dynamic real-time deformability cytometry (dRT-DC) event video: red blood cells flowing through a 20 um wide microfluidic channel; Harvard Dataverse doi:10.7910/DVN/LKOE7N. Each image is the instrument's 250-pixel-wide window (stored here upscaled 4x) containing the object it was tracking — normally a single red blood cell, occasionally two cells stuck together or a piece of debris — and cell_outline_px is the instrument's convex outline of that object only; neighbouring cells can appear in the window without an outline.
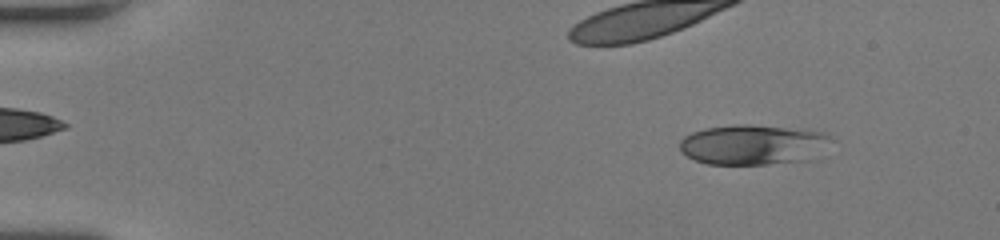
{"species": "human", "species_latin": "Homo sapiens", "temperature_condition": "room temperature", "stored_images_in_passage": 18, "camera_frame_rate_fps": 3000, "um_per_image_px": 0.085, "donor": {"sex": "female"}, "frame": {"image": 1, "passage_image": 6, "time_ms": 1.667, "image_size_px": [1000, 240], "cell_outline_px": [[832, 136], [812, 160], [768, 164], [708, 164], [696, 160], [680, 152], [680, 140], [684, 136], [692, 132], [708, 128], [736, 124], [748, 124], [824, 132]], "centroid_in_image_um": [63.96, 12.3], "position_along_channel_um": 21.0, "area_um2": 35.03}}
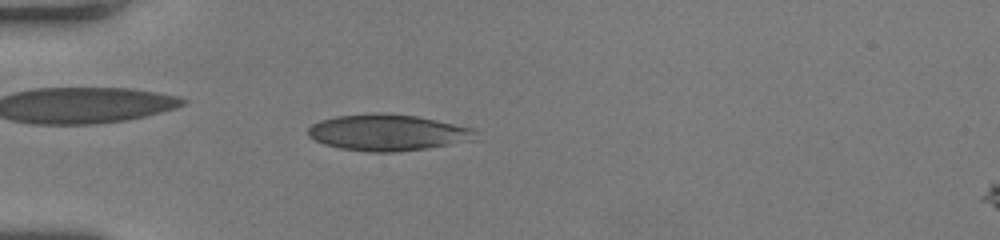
{"frame": {"image": 2, "passage_image": 16, "time_ms": 5.0, "image_size_px": [1000, 240], "cell_outline_px": [[476, 132], [472, 140], [428, 148], [400, 152], [368, 152], [340, 148], [324, 144], [308, 136], [308, 128], [312, 124], [320, 120], [336, 116], [416, 116], [472, 128]], "centroid_in_image_um": [32.93, 11.32], "position_along_channel_um": 52.1, "area_um2": 34.1}}